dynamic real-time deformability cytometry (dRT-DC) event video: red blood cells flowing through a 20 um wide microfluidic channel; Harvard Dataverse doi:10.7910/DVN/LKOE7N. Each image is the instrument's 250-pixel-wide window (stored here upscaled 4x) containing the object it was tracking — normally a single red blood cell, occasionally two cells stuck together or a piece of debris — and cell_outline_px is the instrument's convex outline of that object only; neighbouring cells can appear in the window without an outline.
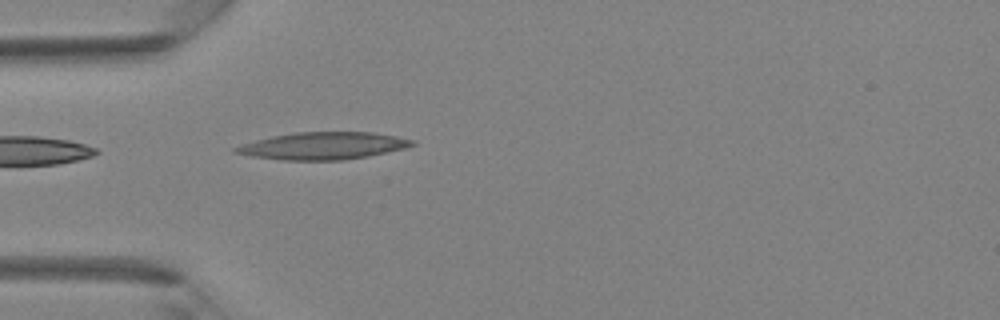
{"species": "Egyptian fruit bat (a non-hibernating species)", "species_latin": "Rousettus aegyptiacus", "temperature_condition": "room temperature", "stored_images_in_passage": 29, "camera_frame_rate_fps": 3000, "um_per_image_px": 0.085, "animal": {"sex": "female"}, "frame": {"image": 1, "passage_image": 1, "time_ms": 0.0, "image_size_px": [1000, 320], "cell_outline_px": [[416, 144], [404, 148], [368, 156], [344, 160], [280, 160], [252, 156], [232, 152], [232, 148], [256, 140], [272, 136], [296, 132], [372, 132], [396, 136], [416, 140]], "centroid_in_image_um": [27.47, 12.39], "position_along_channel_um": 57.5, "area_um2": 27.98}}
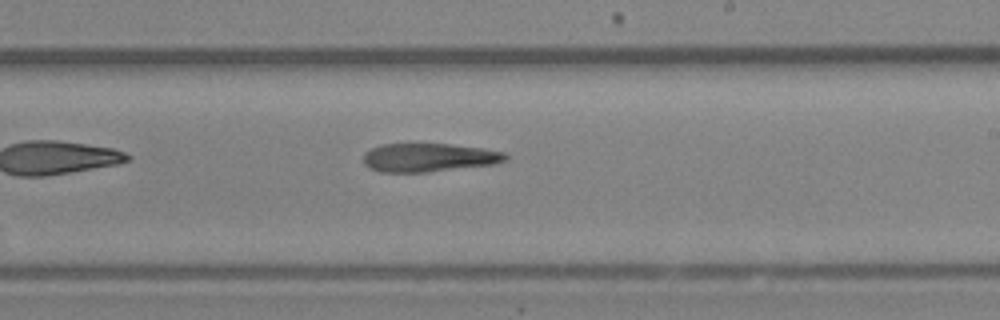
{"frame": {"image": 2, "passage_image": 13, "time_ms": 4.0, "image_size_px": [1000, 320], "cell_outline_px": [[508, 160], [496, 164], [428, 172], [380, 172], [368, 168], [364, 164], [364, 152], [380, 144], [448, 144], [484, 148], [508, 152]], "centroid_in_image_um": [36.49, 13.39], "position_along_channel_um": 252.5, "area_um2": 23.93}}
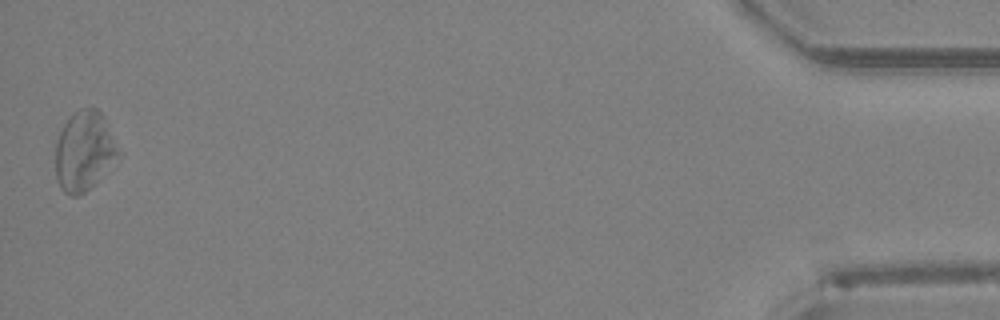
{"frame": {"image": 3, "passage_image": 29, "time_ms": 9.333, "image_size_px": [1000, 320], "cell_outline_px": [[124, 152], [116, 168], [84, 192], [76, 196], [68, 196], [60, 188], [56, 176], [56, 140], [64, 124], [72, 112], [80, 108], [96, 108], [104, 116]], "centroid_in_image_um": [7.27, 12.86], "position_along_channel_um": 427.9, "area_um2": 30.63}}